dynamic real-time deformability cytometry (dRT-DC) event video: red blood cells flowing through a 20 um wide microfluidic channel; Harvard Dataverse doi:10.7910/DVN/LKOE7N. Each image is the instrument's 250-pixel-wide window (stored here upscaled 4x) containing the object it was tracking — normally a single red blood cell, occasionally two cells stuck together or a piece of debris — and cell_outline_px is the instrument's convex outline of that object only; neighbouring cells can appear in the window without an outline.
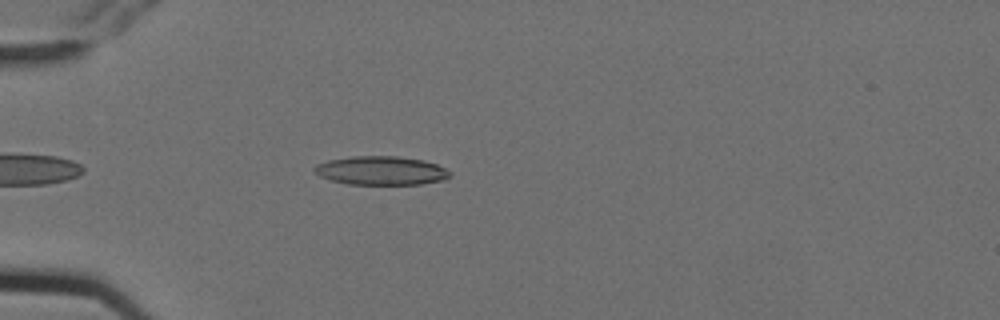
{"species": "Egyptian fruit bat (a non-hibernating species)", "species_latin": "Rousettus aegyptiacus", "temperature_condition": "cold", "stored_images_in_passage": 1, "camera_frame_rate_fps": 3000, "um_per_image_px": 0.085, "animal": {"sex": "female"}, "frame": {"image": 1, "passage_image": 1, "time_ms": 0.0, "image_size_px": [1000, 320], "cell_outline_px": [[452, 176], [444, 180], [420, 184], [348, 184], [332, 180], [320, 176], [312, 168], [316, 164], [328, 160], [352, 156], [396, 156], [424, 160], [436, 164], [452, 172]], "centroid_in_image_um": [32.42, 14.5], "position_along_channel_um": 52.6, "area_um2": 22.72}}